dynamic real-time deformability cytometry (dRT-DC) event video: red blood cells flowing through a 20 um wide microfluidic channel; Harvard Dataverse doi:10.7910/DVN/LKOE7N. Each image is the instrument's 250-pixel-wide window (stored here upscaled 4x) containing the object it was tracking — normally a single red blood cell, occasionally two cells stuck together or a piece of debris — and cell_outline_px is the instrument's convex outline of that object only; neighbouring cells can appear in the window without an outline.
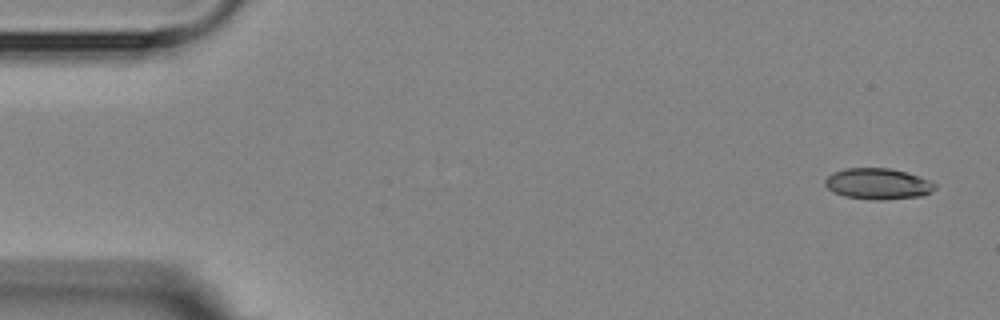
{"species": "Egyptian fruit bat (a non-hibernating species)", "species_latin": "Rousettus aegyptiacus", "temperature_condition": "room temperature", "stored_images_in_passage": 5, "camera_frame_rate_fps": 3000, "um_per_image_px": 0.085, "animal": {"sex": "female"}, "frame": {"image": 1, "passage_image": 1, "time_ms": 0.0, "image_size_px": [1000, 320], "cell_outline_px": [[936, 188], [932, 192], [924, 196], [880, 200], [876, 200], [844, 196], [832, 192], [824, 184], [824, 180], [832, 172], [848, 168], [888, 168], [904, 172], [928, 180], [936, 184]], "centroid_in_image_um": [74.6, 15.63], "position_along_channel_um": 10.4, "area_um2": 19.83}}
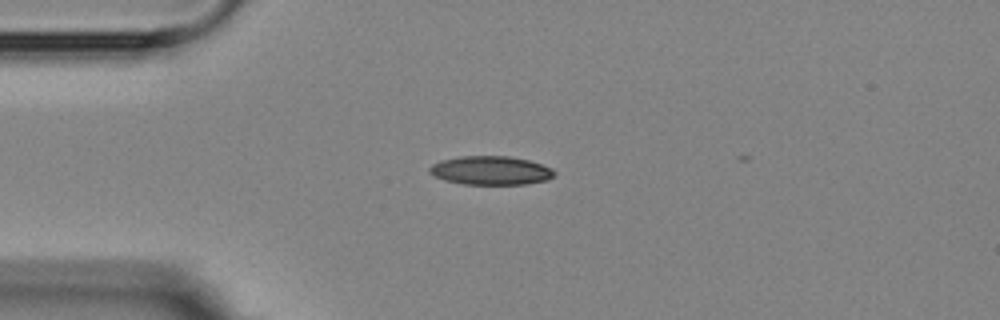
{"frame": {"image": 2, "passage_image": 4, "time_ms": 3.667, "image_size_px": [1000, 320], "cell_outline_px": [[556, 172], [548, 180], [524, 184], [464, 184], [444, 180], [428, 172], [428, 168], [432, 164], [440, 160], [460, 156], [508, 156], [528, 160], [552, 168]], "centroid_in_image_um": [41.69, 14.48], "position_along_channel_um": 43.3, "area_um2": 20.87}}